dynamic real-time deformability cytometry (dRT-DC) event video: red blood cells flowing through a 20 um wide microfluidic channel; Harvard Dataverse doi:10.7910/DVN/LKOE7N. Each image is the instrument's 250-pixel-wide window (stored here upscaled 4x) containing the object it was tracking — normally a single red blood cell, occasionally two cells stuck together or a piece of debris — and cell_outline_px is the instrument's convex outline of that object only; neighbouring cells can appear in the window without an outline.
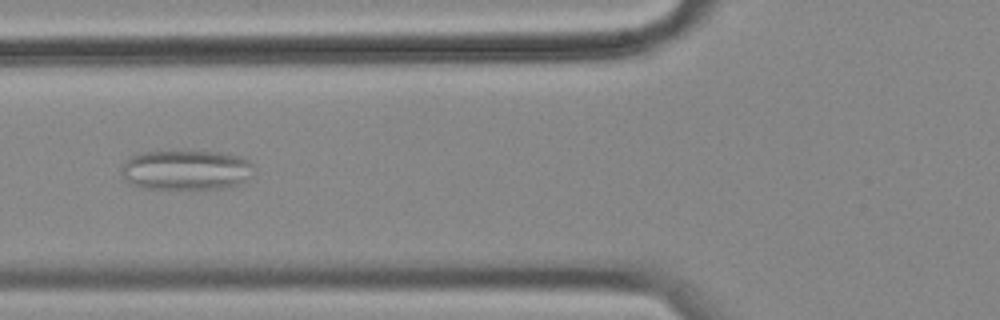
{"species": "common noctule bat (a hibernating species)", "species_latin": "Nyctalus noctula", "temperature_condition": "cold", "stored_images_in_passage": 46, "camera_frame_rate_fps": 3000, "um_per_image_px": 0.085, "animal": {"sex": "female", "body_mass_g": 18.4}, "frame": {"image": 1, "passage_image": 11, "time_ms": 3.333, "image_size_px": [1000, 320], "cell_outline_px": [[256, 172], [244, 184], [224, 188], [144, 188], [128, 184], [120, 176], [120, 168], [132, 156], [140, 152], [220, 152], [240, 156], [248, 160], [252, 164]], "centroid_in_image_um": [15.85, 14.46], "position_along_channel_um": 109.9, "area_um2": 31.15}}
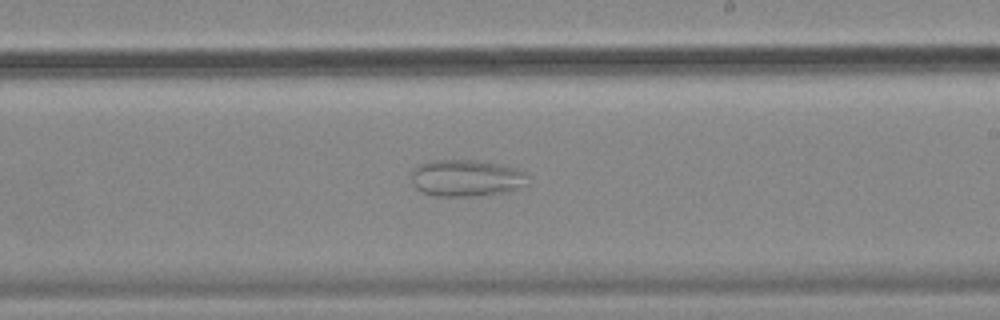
{"frame": {"image": 2, "passage_image": 23, "time_ms": 7.333, "image_size_px": [1000, 320], "cell_outline_px": [[524, 184], [520, 188], [504, 192], [476, 196], [432, 196], [420, 192], [412, 184], [412, 168], [420, 164], [432, 160], [476, 160], [516, 168], [524, 172]], "centroid_in_image_um": [39.54, 15.14], "position_along_channel_um": 249.5, "area_um2": 24.85}}
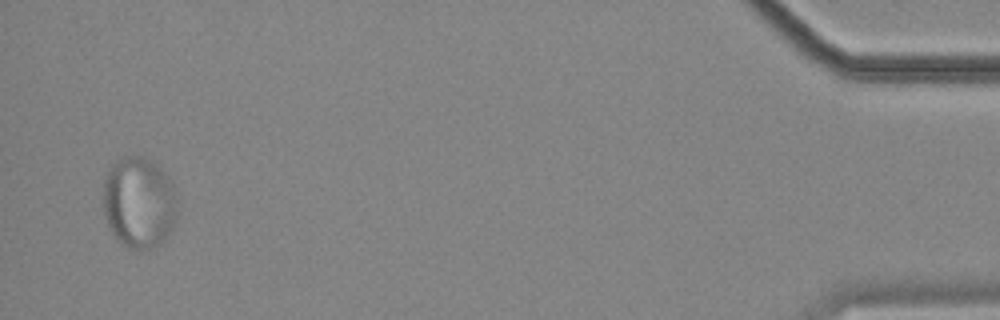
{"frame": {"image": 3, "passage_image": 45, "time_ms": 14.667, "image_size_px": [1000, 320], "cell_outline_px": [[176, 220], [172, 228], [164, 240], [156, 248], [128, 248], [120, 244], [116, 240], [108, 224], [104, 212], [104, 180], [112, 164], [120, 156], [144, 156], [160, 168], [172, 180], [176, 192]], "centroid_in_image_um": [11.83, 17.21], "position_along_channel_um": 423.4, "area_um2": 39.77}}